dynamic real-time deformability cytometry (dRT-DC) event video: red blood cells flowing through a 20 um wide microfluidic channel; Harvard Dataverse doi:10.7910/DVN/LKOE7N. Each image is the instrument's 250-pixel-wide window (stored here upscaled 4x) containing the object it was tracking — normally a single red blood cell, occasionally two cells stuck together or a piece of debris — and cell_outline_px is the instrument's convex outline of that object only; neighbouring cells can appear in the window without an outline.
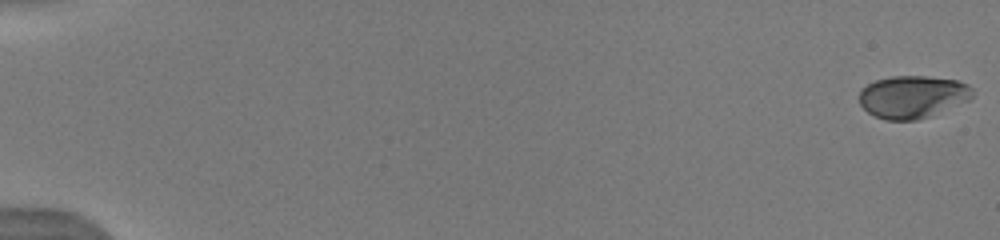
{"species": "human", "species_latin": "Homo sapiens", "temperature_condition": "warm", "stored_images_in_passage": 55, "camera_frame_rate_fps": 3000, "um_per_image_px": 0.085, "donor": {"sex": "male"}, "frame": {"image": 1, "passage_image": 1, "time_ms": 0.0, "image_size_px": [1000, 240], "cell_outline_px": [[972, 96], [968, 100], [916, 120], [888, 120], [876, 116], [868, 112], [860, 104], [860, 92], [868, 84], [876, 80], [892, 76], [928, 76], [956, 80], [968, 84], [972, 88]], "centroid_in_image_um": [77.55, 8.21], "position_along_channel_um": 7.4, "area_um2": 27.51}}
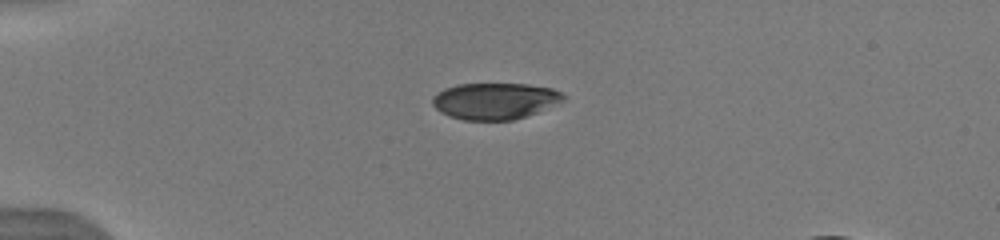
{"frame": {"image": 2, "passage_image": 23, "time_ms": 4.667, "image_size_px": [1000, 240], "cell_outline_px": [[568, 96], [564, 100], [528, 116], [512, 120], [464, 120], [448, 116], [440, 112], [432, 104], [432, 96], [436, 92], [444, 88], [460, 84], [528, 84], [552, 88]], "centroid_in_image_um": [42.05, 8.58], "position_along_channel_um": 43.0, "area_um2": 27.98}}
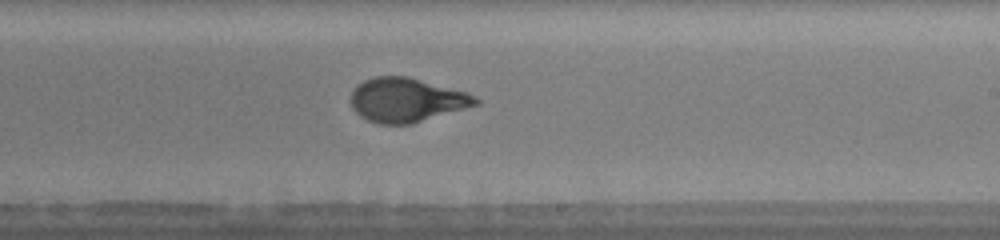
{"frame": {"image": 3, "passage_image": 43, "time_ms": 11.0, "image_size_px": [1000, 240], "cell_outline_px": [[480, 104], [412, 124], [380, 124], [368, 120], [360, 116], [352, 108], [348, 100], [352, 92], [364, 80], [376, 76], [408, 76], [468, 92], [476, 96], [480, 100]], "centroid_in_image_um": [34.57, 8.5], "position_along_channel_um": 254.4, "area_um2": 32.31}}